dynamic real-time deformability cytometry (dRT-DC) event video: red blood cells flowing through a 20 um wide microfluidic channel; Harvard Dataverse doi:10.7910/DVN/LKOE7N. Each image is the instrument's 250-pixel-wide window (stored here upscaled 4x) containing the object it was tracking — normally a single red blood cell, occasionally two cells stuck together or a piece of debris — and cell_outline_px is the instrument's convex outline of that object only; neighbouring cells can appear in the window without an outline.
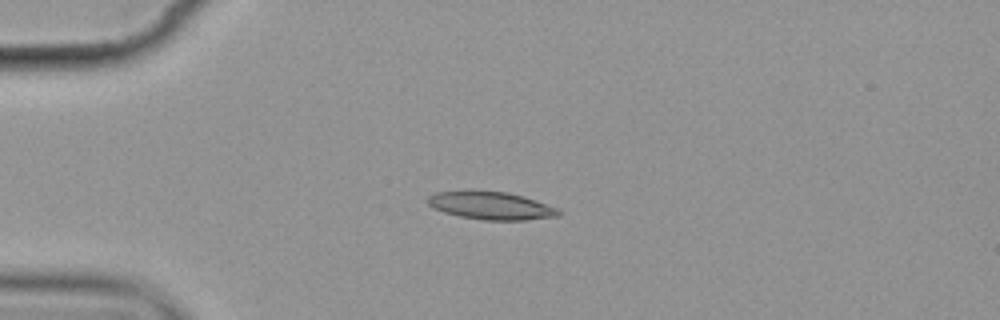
{"species": "common noctule bat (a hibernating species)", "species_latin": "Nyctalus noctula", "temperature_condition": "cold", "stored_images_in_passage": 3, "camera_frame_rate_fps": 3000, "um_per_image_px": 0.085, "animal": {"sex": "female", "body_mass_g": 19.9}, "frame": {"image": 1, "passage_image": 3, "time_ms": 2.667, "image_size_px": [1000, 320], "cell_outline_px": [[564, 212], [560, 216], [528, 220], [484, 220], [460, 216], [444, 212], [432, 208], [428, 204], [428, 196], [436, 192], [508, 192], [524, 196], [556, 208]], "centroid_in_image_um": [41.79, 17.5], "position_along_channel_um": 43.2, "area_um2": 20.87}}